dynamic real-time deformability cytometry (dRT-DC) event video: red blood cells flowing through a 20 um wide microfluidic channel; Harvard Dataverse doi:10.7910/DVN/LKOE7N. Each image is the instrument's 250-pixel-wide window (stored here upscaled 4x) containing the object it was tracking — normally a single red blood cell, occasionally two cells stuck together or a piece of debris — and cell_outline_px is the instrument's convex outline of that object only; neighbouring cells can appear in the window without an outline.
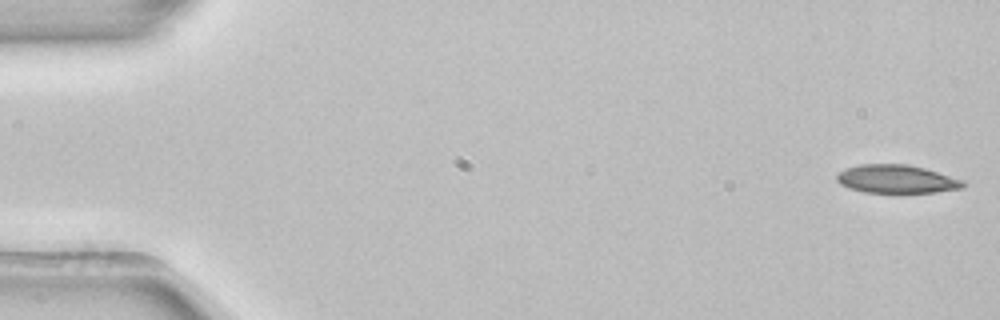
{"species": "common noctule bat (a hibernating species)", "species_latin": "Nyctalus noctula", "temperature_condition": "room temperature", "stored_images_in_passage": 52, "camera_frame_rate_fps": 3000, "um_per_image_px": 0.085, "animal": {"sex": "female", "body_mass_g": 22.7, "forearm_length_mm": 54.2}, "frame": {"image": 1, "passage_image": 1, "time_ms": 0.0, "image_size_px": [1000, 320], "cell_outline_px": [[964, 188], [936, 192], [864, 192], [848, 188], [840, 184], [836, 180], [836, 176], [840, 172], [848, 168], [860, 164], [908, 164], [924, 168], [964, 180]], "centroid_in_image_um": [76.21, 15.22], "position_along_channel_um": 8.8, "area_um2": 20.69}}
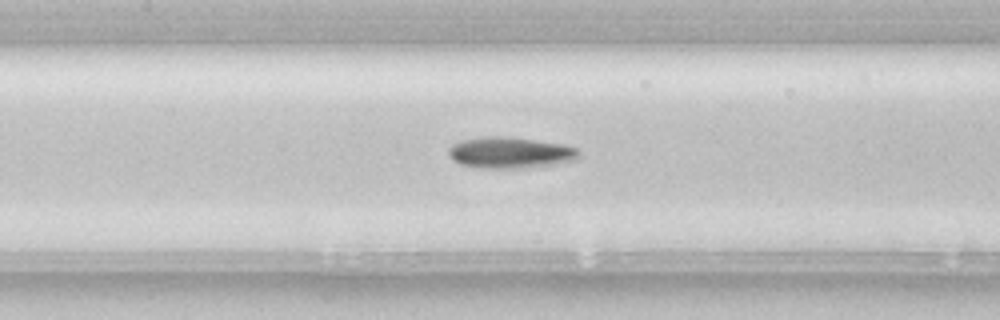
{"frame": {"image": 2, "passage_image": 24, "time_ms": 7.667, "image_size_px": [1000, 320], "cell_outline_px": [[580, 156], [576, 160], [556, 164], [524, 168], [480, 168], [460, 164], [452, 160], [448, 156], [448, 148], [452, 144], [460, 140], [484, 136], [504, 136], [560, 144], [576, 148], [580, 152]], "centroid_in_image_um": [43.32, 12.98], "position_along_channel_um": 164.1, "area_um2": 23.81}}
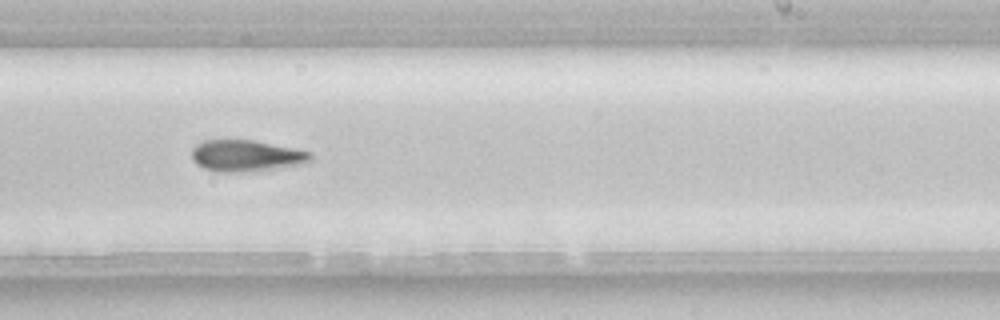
{"frame": {"image": 3, "passage_image": 32, "time_ms": 10.333, "image_size_px": [1000, 320], "cell_outline_px": [[312, 160], [308, 164], [236, 172], [220, 172], [204, 168], [196, 164], [192, 160], [192, 148], [196, 144], [204, 140], [252, 140], [312, 152]], "centroid_in_image_um": [20.92, 13.23], "position_along_channel_um": 268.1, "area_um2": 21.62}, "authors_computed_cell_mechanics": {"area_um2": 21.8195, "velocity_mm_per_s": 3.9276, "shape_relaxation_time_tau1_ms": 9.5081, "shape_relaxation_time_tau2_ms": null, "deformation_change_tau1": 0.2034, "deformation_change_tau2": null}}